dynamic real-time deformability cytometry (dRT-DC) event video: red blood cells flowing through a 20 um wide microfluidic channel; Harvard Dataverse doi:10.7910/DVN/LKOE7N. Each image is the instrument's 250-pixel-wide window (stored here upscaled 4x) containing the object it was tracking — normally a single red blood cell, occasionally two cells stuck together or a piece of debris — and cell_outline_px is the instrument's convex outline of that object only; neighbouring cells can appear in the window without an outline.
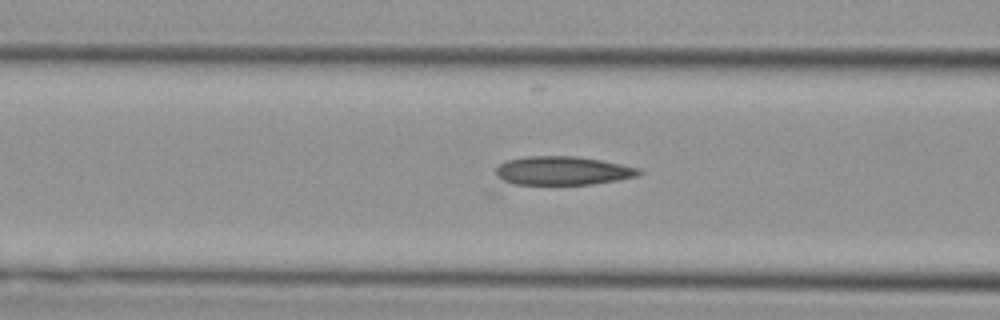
{"species": "Egyptian fruit bat (a non-hibernating species)", "species_latin": "Rousettus aegyptiacus", "temperature_condition": "cold", "stored_images_in_passage": 22, "camera_frame_rate_fps": 3000, "um_per_image_px": 0.085, "animal": {"sex": "female"}, "frame": {"image": 1, "passage_image": 5, "time_ms": 1.333, "image_size_px": [1000, 320], "cell_outline_px": [[644, 172], [640, 176], [620, 180], [592, 184], [496, 184], [496, 168], [500, 164], [508, 160], [524, 156], [576, 156], [600, 160], [640, 168]], "centroid_in_image_um": [47.78, 14.53], "position_along_channel_um": 118.8, "area_um2": 24.45}}
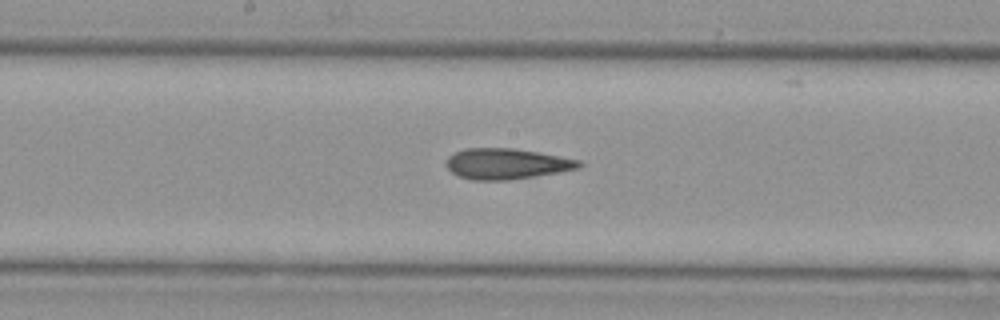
{"frame": {"image": 2, "passage_image": 11, "time_ms": 3.333, "image_size_px": [1000, 320], "cell_outline_px": [[584, 164], [580, 168], [560, 172], [508, 180], [472, 180], [456, 176], [444, 164], [448, 156], [452, 152], [464, 148], [512, 148], [536, 152], [580, 160]], "centroid_in_image_um": [43.01, 13.92], "position_along_channel_um": 205.2, "area_um2": 23.93}}
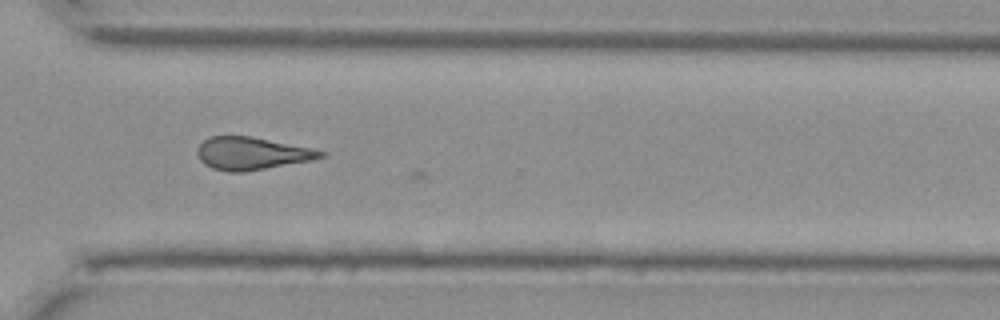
{"frame": {"image": 3, "passage_image": 21, "time_ms": 6.667, "image_size_px": [1000, 320], "cell_outline_px": [[328, 152], [324, 156], [312, 160], [244, 172], [228, 172], [212, 168], [204, 164], [200, 160], [196, 152], [196, 148], [208, 136], [252, 136], [312, 148]], "centroid_in_image_um": [21.38, 13.04], "position_along_channel_um": 349.2, "area_um2": 23.58}}